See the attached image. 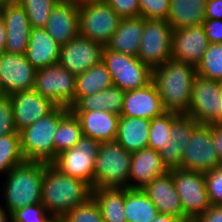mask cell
<instances>
[{"label":"cell","mask_w":222,"mask_h":222,"mask_svg":"<svg viewBox=\"0 0 222 222\" xmlns=\"http://www.w3.org/2000/svg\"><path fill=\"white\" fill-rule=\"evenodd\" d=\"M91 197L92 187L87 182L63 174L53 164L44 163L42 205L52 217H63Z\"/></svg>","instance_id":"1"},{"label":"cell","mask_w":222,"mask_h":222,"mask_svg":"<svg viewBox=\"0 0 222 222\" xmlns=\"http://www.w3.org/2000/svg\"><path fill=\"white\" fill-rule=\"evenodd\" d=\"M196 75V67L172 57L152 70V82L166 111L179 114L188 112Z\"/></svg>","instance_id":"2"},{"label":"cell","mask_w":222,"mask_h":222,"mask_svg":"<svg viewBox=\"0 0 222 222\" xmlns=\"http://www.w3.org/2000/svg\"><path fill=\"white\" fill-rule=\"evenodd\" d=\"M44 163L24 162L13 167L6 175L2 187L4 208L11 215L27 205L42 203Z\"/></svg>","instance_id":"3"},{"label":"cell","mask_w":222,"mask_h":222,"mask_svg":"<svg viewBox=\"0 0 222 222\" xmlns=\"http://www.w3.org/2000/svg\"><path fill=\"white\" fill-rule=\"evenodd\" d=\"M70 111L57 106L51 113L19 131L26 162L52 164L55 161L54 136L60 120Z\"/></svg>","instance_id":"4"},{"label":"cell","mask_w":222,"mask_h":222,"mask_svg":"<svg viewBox=\"0 0 222 222\" xmlns=\"http://www.w3.org/2000/svg\"><path fill=\"white\" fill-rule=\"evenodd\" d=\"M132 153L116 140L101 142L94 165L93 189L128 188Z\"/></svg>","instance_id":"5"},{"label":"cell","mask_w":222,"mask_h":222,"mask_svg":"<svg viewBox=\"0 0 222 222\" xmlns=\"http://www.w3.org/2000/svg\"><path fill=\"white\" fill-rule=\"evenodd\" d=\"M102 61L110 72L113 85L123 91L145 87L152 81V70L137 57L115 52L104 46Z\"/></svg>","instance_id":"6"},{"label":"cell","mask_w":222,"mask_h":222,"mask_svg":"<svg viewBox=\"0 0 222 222\" xmlns=\"http://www.w3.org/2000/svg\"><path fill=\"white\" fill-rule=\"evenodd\" d=\"M34 90L56 106L70 109L75 104L76 76L59 63L36 69Z\"/></svg>","instance_id":"7"},{"label":"cell","mask_w":222,"mask_h":222,"mask_svg":"<svg viewBox=\"0 0 222 222\" xmlns=\"http://www.w3.org/2000/svg\"><path fill=\"white\" fill-rule=\"evenodd\" d=\"M173 28L166 20L145 19L137 58L154 70L172 57Z\"/></svg>","instance_id":"8"},{"label":"cell","mask_w":222,"mask_h":222,"mask_svg":"<svg viewBox=\"0 0 222 222\" xmlns=\"http://www.w3.org/2000/svg\"><path fill=\"white\" fill-rule=\"evenodd\" d=\"M222 82L196 75L186 115L199 124L221 125Z\"/></svg>","instance_id":"9"},{"label":"cell","mask_w":222,"mask_h":222,"mask_svg":"<svg viewBox=\"0 0 222 222\" xmlns=\"http://www.w3.org/2000/svg\"><path fill=\"white\" fill-rule=\"evenodd\" d=\"M179 195L183 212L192 222L210 208L204 173L175 168L169 170Z\"/></svg>","instance_id":"10"},{"label":"cell","mask_w":222,"mask_h":222,"mask_svg":"<svg viewBox=\"0 0 222 222\" xmlns=\"http://www.w3.org/2000/svg\"><path fill=\"white\" fill-rule=\"evenodd\" d=\"M99 145L95 139L83 135L75 147L58 154L52 164L63 174L83 180L93 187Z\"/></svg>","instance_id":"11"},{"label":"cell","mask_w":222,"mask_h":222,"mask_svg":"<svg viewBox=\"0 0 222 222\" xmlns=\"http://www.w3.org/2000/svg\"><path fill=\"white\" fill-rule=\"evenodd\" d=\"M121 19L107 3L79 4V35L106 46Z\"/></svg>","instance_id":"12"},{"label":"cell","mask_w":222,"mask_h":222,"mask_svg":"<svg viewBox=\"0 0 222 222\" xmlns=\"http://www.w3.org/2000/svg\"><path fill=\"white\" fill-rule=\"evenodd\" d=\"M221 166L212 140V126L200 124L191 135L181 158V169L209 172Z\"/></svg>","instance_id":"13"},{"label":"cell","mask_w":222,"mask_h":222,"mask_svg":"<svg viewBox=\"0 0 222 222\" xmlns=\"http://www.w3.org/2000/svg\"><path fill=\"white\" fill-rule=\"evenodd\" d=\"M36 69L25 54H0V95L10 96L19 91L34 89Z\"/></svg>","instance_id":"14"},{"label":"cell","mask_w":222,"mask_h":222,"mask_svg":"<svg viewBox=\"0 0 222 222\" xmlns=\"http://www.w3.org/2000/svg\"><path fill=\"white\" fill-rule=\"evenodd\" d=\"M104 46L78 35L60 47L59 64L75 76L102 61Z\"/></svg>","instance_id":"15"},{"label":"cell","mask_w":222,"mask_h":222,"mask_svg":"<svg viewBox=\"0 0 222 222\" xmlns=\"http://www.w3.org/2000/svg\"><path fill=\"white\" fill-rule=\"evenodd\" d=\"M0 13L5 22V52L25 54L32 27L23 6L18 0H12Z\"/></svg>","instance_id":"16"},{"label":"cell","mask_w":222,"mask_h":222,"mask_svg":"<svg viewBox=\"0 0 222 222\" xmlns=\"http://www.w3.org/2000/svg\"><path fill=\"white\" fill-rule=\"evenodd\" d=\"M209 41L202 25L173 29L172 58L197 67Z\"/></svg>","instance_id":"17"},{"label":"cell","mask_w":222,"mask_h":222,"mask_svg":"<svg viewBox=\"0 0 222 222\" xmlns=\"http://www.w3.org/2000/svg\"><path fill=\"white\" fill-rule=\"evenodd\" d=\"M9 98L13 105L14 125L17 132L45 117L57 107L34 89L15 92Z\"/></svg>","instance_id":"18"},{"label":"cell","mask_w":222,"mask_h":222,"mask_svg":"<svg viewBox=\"0 0 222 222\" xmlns=\"http://www.w3.org/2000/svg\"><path fill=\"white\" fill-rule=\"evenodd\" d=\"M165 112L159 93L152 81L145 87L125 91L120 116L152 120Z\"/></svg>","instance_id":"19"},{"label":"cell","mask_w":222,"mask_h":222,"mask_svg":"<svg viewBox=\"0 0 222 222\" xmlns=\"http://www.w3.org/2000/svg\"><path fill=\"white\" fill-rule=\"evenodd\" d=\"M45 29L61 46L79 35V4L59 1L52 9Z\"/></svg>","instance_id":"20"},{"label":"cell","mask_w":222,"mask_h":222,"mask_svg":"<svg viewBox=\"0 0 222 222\" xmlns=\"http://www.w3.org/2000/svg\"><path fill=\"white\" fill-rule=\"evenodd\" d=\"M200 124L186 114H179L173 121L170 130L171 138L159 151L162 161L168 170L181 168V158L192 132Z\"/></svg>","instance_id":"21"},{"label":"cell","mask_w":222,"mask_h":222,"mask_svg":"<svg viewBox=\"0 0 222 222\" xmlns=\"http://www.w3.org/2000/svg\"><path fill=\"white\" fill-rule=\"evenodd\" d=\"M142 190L156 206L159 213L181 218L185 222H191L183 212L173 177L169 171L160 177L154 178Z\"/></svg>","instance_id":"22"},{"label":"cell","mask_w":222,"mask_h":222,"mask_svg":"<svg viewBox=\"0 0 222 222\" xmlns=\"http://www.w3.org/2000/svg\"><path fill=\"white\" fill-rule=\"evenodd\" d=\"M159 151L144 148L132 153L129 170V189H142L154 178L166 174Z\"/></svg>","instance_id":"23"},{"label":"cell","mask_w":222,"mask_h":222,"mask_svg":"<svg viewBox=\"0 0 222 222\" xmlns=\"http://www.w3.org/2000/svg\"><path fill=\"white\" fill-rule=\"evenodd\" d=\"M72 112L79 119L84 136L99 143L116 139L120 115L102 110Z\"/></svg>","instance_id":"24"},{"label":"cell","mask_w":222,"mask_h":222,"mask_svg":"<svg viewBox=\"0 0 222 222\" xmlns=\"http://www.w3.org/2000/svg\"><path fill=\"white\" fill-rule=\"evenodd\" d=\"M60 47L45 28H32L25 56L35 69L45 68L59 62Z\"/></svg>","instance_id":"25"},{"label":"cell","mask_w":222,"mask_h":222,"mask_svg":"<svg viewBox=\"0 0 222 222\" xmlns=\"http://www.w3.org/2000/svg\"><path fill=\"white\" fill-rule=\"evenodd\" d=\"M145 18H122L106 47L112 51L137 57L143 34Z\"/></svg>","instance_id":"26"},{"label":"cell","mask_w":222,"mask_h":222,"mask_svg":"<svg viewBox=\"0 0 222 222\" xmlns=\"http://www.w3.org/2000/svg\"><path fill=\"white\" fill-rule=\"evenodd\" d=\"M150 122L145 118L120 116L115 140L130 153L147 148Z\"/></svg>","instance_id":"27"},{"label":"cell","mask_w":222,"mask_h":222,"mask_svg":"<svg viewBox=\"0 0 222 222\" xmlns=\"http://www.w3.org/2000/svg\"><path fill=\"white\" fill-rule=\"evenodd\" d=\"M207 0H170L167 22L173 29L202 25Z\"/></svg>","instance_id":"28"},{"label":"cell","mask_w":222,"mask_h":222,"mask_svg":"<svg viewBox=\"0 0 222 222\" xmlns=\"http://www.w3.org/2000/svg\"><path fill=\"white\" fill-rule=\"evenodd\" d=\"M125 91L112 85L101 92L82 96L71 108V111L102 110L109 113L121 114Z\"/></svg>","instance_id":"29"},{"label":"cell","mask_w":222,"mask_h":222,"mask_svg":"<svg viewBox=\"0 0 222 222\" xmlns=\"http://www.w3.org/2000/svg\"><path fill=\"white\" fill-rule=\"evenodd\" d=\"M92 198L99 206L104 222H127L124 213V188H96Z\"/></svg>","instance_id":"30"},{"label":"cell","mask_w":222,"mask_h":222,"mask_svg":"<svg viewBox=\"0 0 222 222\" xmlns=\"http://www.w3.org/2000/svg\"><path fill=\"white\" fill-rule=\"evenodd\" d=\"M124 213L127 222H151L158 209L142 189L124 188Z\"/></svg>","instance_id":"31"},{"label":"cell","mask_w":222,"mask_h":222,"mask_svg":"<svg viewBox=\"0 0 222 222\" xmlns=\"http://www.w3.org/2000/svg\"><path fill=\"white\" fill-rule=\"evenodd\" d=\"M112 79L107 66L101 61L84 73L76 76L75 103L82 97L101 92L112 86Z\"/></svg>","instance_id":"32"},{"label":"cell","mask_w":222,"mask_h":222,"mask_svg":"<svg viewBox=\"0 0 222 222\" xmlns=\"http://www.w3.org/2000/svg\"><path fill=\"white\" fill-rule=\"evenodd\" d=\"M83 136L81 124L70 110L59 122L54 136L55 160L61 152L75 147Z\"/></svg>","instance_id":"33"},{"label":"cell","mask_w":222,"mask_h":222,"mask_svg":"<svg viewBox=\"0 0 222 222\" xmlns=\"http://www.w3.org/2000/svg\"><path fill=\"white\" fill-rule=\"evenodd\" d=\"M24 162L19 133L0 136V175Z\"/></svg>","instance_id":"34"},{"label":"cell","mask_w":222,"mask_h":222,"mask_svg":"<svg viewBox=\"0 0 222 222\" xmlns=\"http://www.w3.org/2000/svg\"><path fill=\"white\" fill-rule=\"evenodd\" d=\"M196 71L201 77L222 82V43H209Z\"/></svg>","instance_id":"35"},{"label":"cell","mask_w":222,"mask_h":222,"mask_svg":"<svg viewBox=\"0 0 222 222\" xmlns=\"http://www.w3.org/2000/svg\"><path fill=\"white\" fill-rule=\"evenodd\" d=\"M179 115L176 112L166 111L163 115L153 118L150 122L148 148L160 151L171 138L172 121Z\"/></svg>","instance_id":"36"},{"label":"cell","mask_w":222,"mask_h":222,"mask_svg":"<svg viewBox=\"0 0 222 222\" xmlns=\"http://www.w3.org/2000/svg\"><path fill=\"white\" fill-rule=\"evenodd\" d=\"M32 28H45L50 13L59 0H18Z\"/></svg>","instance_id":"37"},{"label":"cell","mask_w":222,"mask_h":222,"mask_svg":"<svg viewBox=\"0 0 222 222\" xmlns=\"http://www.w3.org/2000/svg\"><path fill=\"white\" fill-rule=\"evenodd\" d=\"M63 218L66 222H104L99 206L92 197L67 212Z\"/></svg>","instance_id":"38"},{"label":"cell","mask_w":222,"mask_h":222,"mask_svg":"<svg viewBox=\"0 0 222 222\" xmlns=\"http://www.w3.org/2000/svg\"><path fill=\"white\" fill-rule=\"evenodd\" d=\"M52 216L42 203L27 205L10 215V222H47Z\"/></svg>","instance_id":"39"},{"label":"cell","mask_w":222,"mask_h":222,"mask_svg":"<svg viewBox=\"0 0 222 222\" xmlns=\"http://www.w3.org/2000/svg\"><path fill=\"white\" fill-rule=\"evenodd\" d=\"M208 199L211 205H222V166L204 173Z\"/></svg>","instance_id":"40"},{"label":"cell","mask_w":222,"mask_h":222,"mask_svg":"<svg viewBox=\"0 0 222 222\" xmlns=\"http://www.w3.org/2000/svg\"><path fill=\"white\" fill-rule=\"evenodd\" d=\"M140 16L145 19L167 20L170 0H139Z\"/></svg>","instance_id":"41"},{"label":"cell","mask_w":222,"mask_h":222,"mask_svg":"<svg viewBox=\"0 0 222 222\" xmlns=\"http://www.w3.org/2000/svg\"><path fill=\"white\" fill-rule=\"evenodd\" d=\"M19 133L14 125L13 105L9 96L0 95V136Z\"/></svg>","instance_id":"42"},{"label":"cell","mask_w":222,"mask_h":222,"mask_svg":"<svg viewBox=\"0 0 222 222\" xmlns=\"http://www.w3.org/2000/svg\"><path fill=\"white\" fill-rule=\"evenodd\" d=\"M121 18L140 16L139 0H109L107 3Z\"/></svg>","instance_id":"43"},{"label":"cell","mask_w":222,"mask_h":222,"mask_svg":"<svg viewBox=\"0 0 222 222\" xmlns=\"http://www.w3.org/2000/svg\"><path fill=\"white\" fill-rule=\"evenodd\" d=\"M202 26L209 43H222V20L206 19Z\"/></svg>","instance_id":"44"},{"label":"cell","mask_w":222,"mask_h":222,"mask_svg":"<svg viewBox=\"0 0 222 222\" xmlns=\"http://www.w3.org/2000/svg\"><path fill=\"white\" fill-rule=\"evenodd\" d=\"M192 222H222V205H211Z\"/></svg>","instance_id":"45"},{"label":"cell","mask_w":222,"mask_h":222,"mask_svg":"<svg viewBox=\"0 0 222 222\" xmlns=\"http://www.w3.org/2000/svg\"><path fill=\"white\" fill-rule=\"evenodd\" d=\"M206 19L222 20V0H207Z\"/></svg>","instance_id":"46"},{"label":"cell","mask_w":222,"mask_h":222,"mask_svg":"<svg viewBox=\"0 0 222 222\" xmlns=\"http://www.w3.org/2000/svg\"><path fill=\"white\" fill-rule=\"evenodd\" d=\"M210 125L212 126V140L222 166V125L216 123Z\"/></svg>","instance_id":"47"},{"label":"cell","mask_w":222,"mask_h":222,"mask_svg":"<svg viewBox=\"0 0 222 222\" xmlns=\"http://www.w3.org/2000/svg\"><path fill=\"white\" fill-rule=\"evenodd\" d=\"M5 43H6L5 22L0 13V54L2 52H5Z\"/></svg>","instance_id":"48"},{"label":"cell","mask_w":222,"mask_h":222,"mask_svg":"<svg viewBox=\"0 0 222 222\" xmlns=\"http://www.w3.org/2000/svg\"><path fill=\"white\" fill-rule=\"evenodd\" d=\"M151 222H185V221L181 218H176L173 216L159 213Z\"/></svg>","instance_id":"49"},{"label":"cell","mask_w":222,"mask_h":222,"mask_svg":"<svg viewBox=\"0 0 222 222\" xmlns=\"http://www.w3.org/2000/svg\"><path fill=\"white\" fill-rule=\"evenodd\" d=\"M0 222H10V214L0 205Z\"/></svg>","instance_id":"50"},{"label":"cell","mask_w":222,"mask_h":222,"mask_svg":"<svg viewBox=\"0 0 222 222\" xmlns=\"http://www.w3.org/2000/svg\"><path fill=\"white\" fill-rule=\"evenodd\" d=\"M109 0H80L78 4H98V3H108Z\"/></svg>","instance_id":"51"},{"label":"cell","mask_w":222,"mask_h":222,"mask_svg":"<svg viewBox=\"0 0 222 222\" xmlns=\"http://www.w3.org/2000/svg\"><path fill=\"white\" fill-rule=\"evenodd\" d=\"M12 0H0V9L4 8L7 4H9Z\"/></svg>","instance_id":"52"},{"label":"cell","mask_w":222,"mask_h":222,"mask_svg":"<svg viewBox=\"0 0 222 222\" xmlns=\"http://www.w3.org/2000/svg\"><path fill=\"white\" fill-rule=\"evenodd\" d=\"M53 222H66V220L63 217L61 218L53 217Z\"/></svg>","instance_id":"53"},{"label":"cell","mask_w":222,"mask_h":222,"mask_svg":"<svg viewBox=\"0 0 222 222\" xmlns=\"http://www.w3.org/2000/svg\"><path fill=\"white\" fill-rule=\"evenodd\" d=\"M59 1H73V2H79L80 0H59Z\"/></svg>","instance_id":"54"},{"label":"cell","mask_w":222,"mask_h":222,"mask_svg":"<svg viewBox=\"0 0 222 222\" xmlns=\"http://www.w3.org/2000/svg\"><path fill=\"white\" fill-rule=\"evenodd\" d=\"M47 222H53V217H51Z\"/></svg>","instance_id":"55"},{"label":"cell","mask_w":222,"mask_h":222,"mask_svg":"<svg viewBox=\"0 0 222 222\" xmlns=\"http://www.w3.org/2000/svg\"><path fill=\"white\" fill-rule=\"evenodd\" d=\"M222 106V105H221ZM221 125H222V107H221Z\"/></svg>","instance_id":"56"}]
</instances>
